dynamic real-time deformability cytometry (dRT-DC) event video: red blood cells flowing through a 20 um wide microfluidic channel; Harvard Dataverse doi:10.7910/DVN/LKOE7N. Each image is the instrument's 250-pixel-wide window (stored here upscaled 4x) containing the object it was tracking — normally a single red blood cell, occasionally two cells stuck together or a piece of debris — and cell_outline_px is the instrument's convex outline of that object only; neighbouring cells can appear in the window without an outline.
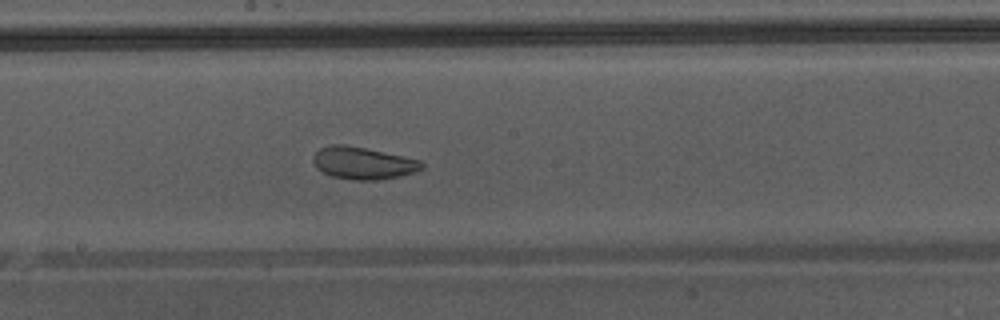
{"species": "Egyptian fruit bat (a non-hibernating species)", "species_latin": "Rousettus aegyptiacus", "temperature_condition": "warm", "stored_images_in_passage": 37, "camera_frame_rate_fps": 3000, "um_per_image_px": 0.085, "animal": {"sex": "male"}, "frame": {"image": 1, "passage_image": 16, "time_ms": 5.0, "image_size_px": [1000, 320], "cell_outline_px": [[424, 168], [400, 176], [376, 180], [352, 180], [332, 176], [316, 168], [312, 160], [312, 156], [320, 148], [332, 144], [344, 144], [364, 148], [420, 160], [424, 164]], "centroid_in_image_um": [30.82, 13.86], "position_along_channel_um": 217.4, "area_um2": 20.23}, "authors_computed_cell_mechanics": {"area_um2": 23.6402, "velocity_mm_per_s": 4.3261, "shape_relaxation_time_tau1_ms": null, "shape_relaxation_time_tau2_ms": 1.2999, "deformation_change_tau1": null, "deformation_change_tau2": 0.0752}}